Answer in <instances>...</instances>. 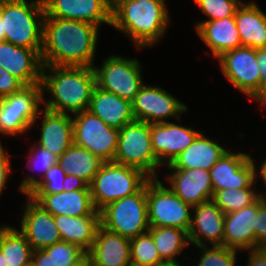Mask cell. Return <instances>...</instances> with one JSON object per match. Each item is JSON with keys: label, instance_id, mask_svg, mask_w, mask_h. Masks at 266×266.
<instances>
[{"label": "cell", "instance_id": "obj_1", "mask_svg": "<svg viewBox=\"0 0 266 266\" xmlns=\"http://www.w3.org/2000/svg\"><path fill=\"white\" fill-rule=\"evenodd\" d=\"M98 35L99 27L93 24L45 15L42 65L93 67Z\"/></svg>", "mask_w": 266, "mask_h": 266}, {"label": "cell", "instance_id": "obj_2", "mask_svg": "<svg viewBox=\"0 0 266 266\" xmlns=\"http://www.w3.org/2000/svg\"><path fill=\"white\" fill-rule=\"evenodd\" d=\"M41 85L42 91L52 95L43 99L44 108L73 115L88 110L96 86L95 71L93 67L43 66Z\"/></svg>", "mask_w": 266, "mask_h": 266}, {"label": "cell", "instance_id": "obj_3", "mask_svg": "<svg viewBox=\"0 0 266 266\" xmlns=\"http://www.w3.org/2000/svg\"><path fill=\"white\" fill-rule=\"evenodd\" d=\"M166 0H122L112 8V24L127 34L139 48L156 44L163 38L170 17Z\"/></svg>", "mask_w": 266, "mask_h": 266}, {"label": "cell", "instance_id": "obj_4", "mask_svg": "<svg viewBox=\"0 0 266 266\" xmlns=\"http://www.w3.org/2000/svg\"><path fill=\"white\" fill-rule=\"evenodd\" d=\"M4 41L15 46L42 50L45 8L43 0H2Z\"/></svg>", "mask_w": 266, "mask_h": 266}, {"label": "cell", "instance_id": "obj_5", "mask_svg": "<svg viewBox=\"0 0 266 266\" xmlns=\"http://www.w3.org/2000/svg\"><path fill=\"white\" fill-rule=\"evenodd\" d=\"M149 179L138 168L104 162L89 185L95 209L100 211L113 201L135 194Z\"/></svg>", "mask_w": 266, "mask_h": 266}, {"label": "cell", "instance_id": "obj_6", "mask_svg": "<svg viewBox=\"0 0 266 266\" xmlns=\"http://www.w3.org/2000/svg\"><path fill=\"white\" fill-rule=\"evenodd\" d=\"M105 229L133 239L149 231L146 183L135 193L107 204L100 210Z\"/></svg>", "mask_w": 266, "mask_h": 266}, {"label": "cell", "instance_id": "obj_7", "mask_svg": "<svg viewBox=\"0 0 266 266\" xmlns=\"http://www.w3.org/2000/svg\"><path fill=\"white\" fill-rule=\"evenodd\" d=\"M41 83L24 86L20 91L0 98L1 135H23L37 122L43 103ZM1 143V142H0Z\"/></svg>", "mask_w": 266, "mask_h": 266}, {"label": "cell", "instance_id": "obj_8", "mask_svg": "<svg viewBox=\"0 0 266 266\" xmlns=\"http://www.w3.org/2000/svg\"><path fill=\"white\" fill-rule=\"evenodd\" d=\"M159 178L146 182V200L149 227H173L188 232L192 206L185 203Z\"/></svg>", "mask_w": 266, "mask_h": 266}, {"label": "cell", "instance_id": "obj_9", "mask_svg": "<svg viewBox=\"0 0 266 266\" xmlns=\"http://www.w3.org/2000/svg\"><path fill=\"white\" fill-rule=\"evenodd\" d=\"M113 162L138 168L150 178H158L156 167L161 165L152 150L149 123L135 120L119 129Z\"/></svg>", "mask_w": 266, "mask_h": 266}, {"label": "cell", "instance_id": "obj_10", "mask_svg": "<svg viewBox=\"0 0 266 266\" xmlns=\"http://www.w3.org/2000/svg\"><path fill=\"white\" fill-rule=\"evenodd\" d=\"M96 86L130 102L143 83L141 65L136 58L108 56L100 67L93 66Z\"/></svg>", "mask_w": 266, "mask_h": 266}, {"label": "cell", "instance_id": "obj_11", "mask_svg": "<svg viewBox=\"0 0 266 266\" xmlns=\"http://www.w3.org/2000/svg\"><path fill=\"white\" fill-rule=\"evenodd\" d=\"M73 115L74 144L88 149L104 162H113L119 129L108 126L88 110Z\"/></svg>", "mask_w": 266, "mask_h": 266}, {"label": "cell", "instance_id": "obj_12", "mask_svg": "<svg viewBox=\"0 0 266 266\" xmlns=\"http://www.w3.org/2000/svg\"><path fill=\"white\" fill-rule=\"evenodd\" d=\"M132 110L135 120L157 124L168 122L169 117L180 120L187 106L163 88L143 84L132 101Z\"/></svg>", "mask_w": 266, "mask_h": 266}, {"label": "cell", "instance_id": "obj_13", "mask_svg": "<svg viewBox=\"0 0 266 266\" xmlns=\"http://www.w3.org/2000/svg\"><path fill=\"white\" fill-rule=\"evenodd\" d=\"M217 59L224 77L236 89L253 98L263 82L257 66L256 49L241 46L223 53Z\"/></svg>", "mask_w": 266, "mask_h": 266}, {"label": "cell", "instance_id": "obj_14", "mask_svg": "<svg viewBox=\"0 0 266 266\" xmlns=\"http://www.w3.org/2000/svg\"><path fill=\"white\" fill-rule=\"evenodd\" d=\"M254 163V159L246 153L227 150L209 170L214 193L228 188H253L258 177Z\"/></svg>", "mask_w": 266, "mask_h": 266}, {"label": "cell", "instance_id": "obj_15", "mask_svg": "<svg viewBox=\"0 0 266 266\" xmlns=\"http://www.w3.org/2000/svg\"><path fill=\"white\" fill-rule=\"evenodd\" d=\"M152 150L160 165H169L202 133L172 122L150 124Z\"/></svg>", "mask_w": 266, "mask_h": 266}, {"label": "cell", "instance_id": "obj_16", "mask_svg": "<svg viewBox=\"0 0 266 266\" xmlns=\"http://www.w3.org/2000/svg\"><path fill=\"white\" fill-rule=\"evenodd\" d=\"M43 3L47 17L77 20L97 27L112 24V8L105 0H43Z\"/></svg>", "mask_w": 266, "mask_h": 266}, {"label": "cell", "instance_id": "obj_17", "mask_svg": "<svg viewBox=\"0 0 266 266\" xmlns=\"http://www.w3.org/2000/svg\"><path fill=\"white\" fill-rule=\"evenodd\" d=\"M24 205L19 231L26 237L33 251L62 241L51 213L45 211L28 196Z\"/></svg>", "mask_w": 266, "mask_h": 266}, {"label": "cell", "instance_id": "obj_18", "mask_svg": "<svg viewBox=\"0 0 266 266\" xmlns=\"http://www.w3.org/2000/svg\"><path fill=\"white\" fill-rule=\"evenodd\" d=\"M41 50L15 46L0 42V67L18 78L25 86L41 83Z\"/></svg>", "mask_w": 266, "mask_h": 266}, {"label": "cell", "instance_id": "obj_19", "mask_svg": "<svg viewBox=\"0 0 266 266\" xmlns=\"http://www.w3.org/2000/svg\"><path fill=\"white\" fill-rule=\"evenodd\" d=\"M192 209L193 216L188 230L189 242L195 246L207 245L206 241L211 246H224L225 214L222 210L212 200L195 205Z\"/></svg>", "mask_w": 266, "mask_h": 266}, {"label": "cell", "instance_id": "obj_20", "mask_svg": "<svg viewBox=\"0 0 266 266\" xmlns=\"http://www.w3.org/2000/svg\"><path fill=\"white\" fill-rule=\"evenodd\" d=\"M166 177L170 189L192 207L212 200L214 191L210 171L203 169H170Z\"/></svg>", "mask_w": 266, "mask_h": 266}, {"label": "cell", "instance_id": "obj_21", "mask_svg": "<svg viewBox=\"0 0 266 266\" xmlns=\"http://www.w3.org/2000/svg\"><path fill=\"white\" fill-rule=\"evenodd\" d=\"M26 196L32 198L53 216L80 217L94 215L97 212L92 202L90 189L54 194H27Z\"/></svg>", "mask_w": 266, "mask_h": 266}, {"label": "cell", "instance_id": "obj_22", "mask_svg": "<svg viewBox=\"0 0 266 266\" xmlns=\"http://www.w3.org/2000/svg\"><path fill=\"white\" fill-rule=\"evenodd\" d=\"M87 257L91 260L92 266H129L130 239L100 225Z\"/></svg>", "mask_w": 266, "mask_h": 266}, {"label": "cell", "instance_id": "obj_23", "mask_svg": "<svg viewBox=\"0 0 266 266\" xmlns=\"http://www.w3.org/2000/svg\"><path fill=\"white\" fill-rule=\"evenodd\" d=\"M259 198L250 206L224 217V246L234 250L255 249V223Z\"/></svg>", "mask_w": 266, "mask_h": 266}, {"label": "cell", "instance_id": "obj_24", "mask_svg": "<svg viewBox=\"0 0 266 266\" xmlns=\"http://www.w3.org/2000/svg\"><path fill=\"white\" fill-rule=\"evenodd\" d=\"M38 116H42L43 121L40 138L36 143L60 157L74 144L72 116L46 108L40 110Z\"/></svg>", "mask_w": 266, "mask_h": 266}, {"label": "cell", "instance_id": "obj_25", "mask_svg": "<svg viewBox=\"0 0 266 266\" xmlns=\"http://www.w3.org/2000/svg\"><path fill=\"white\" fill-rule=\"evenodd\" d=\"M195 25L197 34L212 51L215 58L242 46L235 16L198 22Z\"/></svg>", "mask_w": 266, "mask_h": 266}, {"label": "cell", "instance_id": "obj_26", "mask_svg": "<svg viewBox=\"0 0 266 266\" xmlns=\"http://www.w3.org/2000/svg\"><path fill=\"white\" fill-rule=\"evenodd\" d=\"M88 111L102 119L108 126L121 129L135 121L132 102L95 86Z\"/></svg>", "mask_w": 266, "mask_h": 266}, {"label": "cell", "instance_id": "obj_27", "mask_svg": "<svg viewBox=\"0 0 266 266\" xmlns=\"http://www.w3.org/2000/svg\"><path fill=\"white\" fill-rule=\"evenodd\" d=\"M227 150L201 133L195 141L182 151L169 169L210 170Z\"/></svg>", "mask_w": 266, "mask_h": 266}, {"label": "cell", "instance_id": "obj_28", "mask_svg": "<svg viewBox=\"0 0 266 266\" xmlns=\"http://www.w3.org/2000/svg\"><path fill=\"white\" fill-rule=\"evenodd\" d=\"M258 6L242 2L235 14L241 45L253 49L266 48V13Z\"/></svg>", "mask_w": 266, "mask_h": 266}, {"label": "cell", "instance_id": "obj_29", "mask_svg": "<svg viewBox=\"0 0 266 266\" xmlns=\"http://www.w3.org/2000/svg\"><path fill=\"white\" fill-rule=\"evenodd\" d=\"M55 224L63 242L78 245L88 252L96 236L100 223V211L94 215L71 217L68 215L54 216Z\"/></svg>", "mask_w": 266, "mask_h": 266}, {"label": "cell", "instance_id": "obj_30", "mask_svg": "<svg viewBox=\"0 0 266 266\" xmlns=\"http://www.w3.org/2000/svg\"><path fill=\"white\" fill-rule=\"evenodd\" d=\"M103 163L104 161L97 155L75 144L58 157V164L66 174L79 177L89 185Z\"/></svg>", "mask_w": 266, "mask_h": 266}, {"label": "cell", "instance_id": "obj_31", "mask_svg": "<svg viewBox=\"0 0 266 266\" xmlns=\"http://www.w3.org/2000/svg\"><path fill=\"white\" fill-rule=\"evenodd\" d=\"M0 250L7 266H31V245L15 227L0 226Z\"/></svg>", "mask_w": 266, "mask_h": 266}, {"label": "cell", "instance_id": "obj_32", "mask_svg": "<svg viewBox=\"0 0 266 266\" xmlns=\"http://www.w3.org/2000/svg\"><path fill=\"white\" fill-rule=\"evenodd\" d=\"M152 237L161 260L176 259L189 246L188 232L173 227H150Z\"/></svg>", "mask_w": 266, "mask_h": 266}, {"label": "cell", "instance_id": "obj_33", "mask_svg": "<svg viewBox=\"0 0 266 266\" xmlns=\"http://www.w3.org/2000/svg\"><path fill=\"white\" fill-rule=\"evenodd\" d=\"M66 177L64 171L59 164L52 166L40 180L31 175L21 182L19 190L21 193L27 194H54L64 191L63 182Z\"/></svg>", "mask_w": 266, "mask_h": 266}, {"label": "cell", "instance_id": "obj_34", "mask_svg": "<svg viewBox=\"0 0 266 266\" xmlns=\"http://www.w3.org/2000/svg\"><path fill=\"white\" fill-rule=\"evenodd\" d=\"M255 191L254 188H242L238 190L228 188L216 191L212 201L224 214L232 213L254 203L260 197V193Z\"/></svg>", "mask_w": 266, "mask_h": 266}, {"label": "cell", "instance_id": "obj_35", "mask_svg": "<svg viewBox=\"0 0 266 266\" xmlns=\"http://www.w3.org/2000/svg\"><path fill=\"white\" fill-rule=\"evenodd\" d=\"M130 255L131 264L134 266H156L161 261L149 232L130 240Z\"/></svg>", "mask_w": 266, "mask_h": 266}, {"label": "cell", "instance_id": "obj_36", "mask_svg": "<svg viewBox=\"0 0 266 266\" xmlns=\"http://www.w3.org/2000/svg\"><path fill=\"white\" fill-rule=\"evenodd\" d=\"M44 250L50 255L53 266H76L87 257V252L78 245L63 241Z\"/></svg>", "mask_w": 266, "mask_h": 266}, {"label": "cell", "instance_id": "obj_37", "mask_svg": "<svg viewBox=\"0 0 266 266\" xmlns=\"http://www.w3.org/2000/svg\"><path fill=\"white\" fill-rule=\"evenodd\" d=\"M196 247L202 251L197 266H236L237 250L223 245H212V247L203 245Z\"/></svg>", "mask_w": 266, "mask_h": 266}, {"label": "cell", "instance_id": "obj_38", "mask_svg": "<svg viewBox=\"0 0 266 266\" xmlns=\"http://www.w3.org/2000/svg\"><path fill=\"white\" fill-rule=\"evenodd\" d=\"M208 19L201 22L235 16L240 0H193Z\"/></svg>", "mask_w": 266, "mask_h": 266}, {"label": "cell", "instance_id": "obj_39", "mask_svg": "<svg viewBox=\"0 0 266 266\" xmlns=\"http://www.w3.org/2000/svg\"><path fill=\"white\" fill-rule=\"evenodd\" d=\"M30 153L28 155L27 166L29 168L40 169L42 173V178L45 176L46 172L54 165L58 164V156L51 153L44 147L35 144L31 147ZM35 150V151H34ZM31 163V164H29ZM39 167V168H38ZM39 171V170H38Z\"/></svg>", "mask_w": 266, "mask_h": 266}, {"label": "cell", "instance_id": "obj_40", "mask_svg": "<svg viewBox=\"0 0 266 266\" xmlns=\"http://www.w3.org/2000/svg\"><path fill=\"white\" fill-rule=\"evenodd\" d=\"M255 248H266V198L262 196L255 223Z\"/></svg>", "mask_w": 266, "mask_h": 266}, {"label": "cell", "instance_id": "obj_41", "mask_svg": "<svg viewBox=\"0 0 266 266\" xmlns=\"http://www.w3.org/2000/svg\"><path fill=\"white\" fill-rule=\"evenodd\" d=\"M25 85L15 76L0 67V98L20 91Z\"/></svg>", "mask_w": 266, "mask_h": 266}, {"label": "cell", "instance_id": "obj_42", "mask_svg": "<svg viewBox=\"0 0 266 266\" xmlns=\"http://www.w3.org/2000/svg\"><path fill=\"white\" fill-rule=\"evenodd\" d=\"M9 153H5L2 147V143H0V196L7 183V179L11 171V163L9 159Z\"/></svg>", "mask_w": 266, "mask_h": 266}, {"label": "cell", "instance_id": "obj_43", "mask_svg": "<svg viewBox=\"0 0 266 266\" xmlns=\"http://www.w3.org/2000/svg\"><path fill=\"white\" fill-rule=\"evenodd\" d=\"M64 191L70 192V191H76L81 189H90L89 184L74 175H68L66 174L65 180L63 182Z\"/></svg>", "mask_w": 266, "mask_h": 266}, {"label": "cell", "instance_id": "obj_44", "mask_svg": "<svg viewBox=\"0 0 266 266\" xmlns=\"http://www.w3.org/2000/svg\"><path fill=\"white\" fill-rule=\"evenodd\" d=\"M248 266H266V248L250 249Z\"/></svg>", "mask_w": 266, "mask_h": 266}, {"label": "cell", "instance_id": "obj_45", "mask_svg": "<svg viewBox=\"0 0 266 266\" xmlns=\"http://www.w3.org/2000/svg\"><path fill=\"white\" fill-rule=\"evenodd\" d=\"M31 266H53L50 255L44 249L32 252Z\"/></svg>", "mask_w": 266, "mask_h": 266}, {"label": "cell", "instance_id": "obj_46", "mask_svg": "<svg viewBox=\"0 0 266 266\" xmlns=\"http://www.w3.org/2000/svg\"><path fill=\"white\" fill-rule=\"evenodd\" d=\"M257 66L262 81L266 80V48L256 49Z\"/></svg>", "mask_w": 266, "mask_h": 266}, {"label": "cell", "instance_id": "obj_47", "mask_svg": "<svg viewBox=\"0 0 266 266\" xmlns=\"http://www.w3.org/2000/svg\"><path fill=\"white\" fill-rule=\"evenodd\" d=\"M254 100L266 106V80L262 82L260 90L253 96Z\"/></svg>", "mask_w": 266, "mask_h": 266}, {"label": "cell", "instance_id": "obj_48", "mask_svg": "<svg viewBox=\"0 0 266 266\" xmlns=\"http://www.w3.org/2000/svg\"><path fill=\"white\" fill-rule=\"evenodd\" d=\"M262 161L263 162L261 163L260 170H257V171H260L259 172L260 177H262V181L264 180V183L266 184V159H263ZM259 193H260V196L266 198V194L262 195V192H259Z\"/></svg>", "mask_w": 266, "mask_h": 266}, {"label": "cell", "instance_id": "obj_49", "mask_svg": "<svg viewBox=\"0 0 266 266\" xmlns=\"http://www.w3.org/2000/svg\"><path fill=\"white\" fill-rule=\"evenodd\" d=\"M156 266H181L177 259L161 260Z\"/></svg>", "mask_w": 266, "mask_h": 266}, {"label": "cell", "instance_id": "obj_50", "mask_svg": "<svg viewBox=\"0 0 266 266\" xmlns=\"http://www.w3.org/2000/svg\"><path fill=\"white\" fill-rule=\"evenodd\" d=\"M76 266H92V263H91V260L88 257H86L83 261H81Z\"/></svg>", "mask_w": 266, "mask_h": 266}, {"label": "cell", "instance_id": "obj_51", "mask_svg": "<svg viewBox=\"0 0 266 266\" xmlns=\"http://www.w3.org/2000/svg\"><path fill=\"white\" fill-rule=\"evenodd\" d=\"M4 41V30H3V20L0 14V42Z\"/></svg>", "mask_w": 266, "mask_h": 266}, {"label": "cell", "instance_id": "obj_52", "mask_svg": "<svg viewBox=\"0 0 266 266\" xmlns=\"http://www.w3.org/2000/svg\"><path fill=\"white\" fill-rule=\"evenodd\" d=\"M107 2V4L113 8L114 6H116L120 1L122 0H105Z\"/></svg>", "mask_w": 266, "mask_h": 266}, {"label": "cell", "instance_id": "obj_53", "mask_svg": "<svg viewBox=\"0 0 266 266\" xmlns=\"http://www.w3.org/2000/svg\"><path fill=\"white\" fill-rule=\"evenodd\" d=\"M0 266H7L5 258L0 250Z\"/></svg>", "mask_w": 266, "mask_h": 266}]
</instances>
